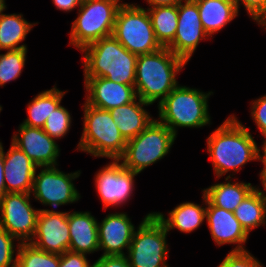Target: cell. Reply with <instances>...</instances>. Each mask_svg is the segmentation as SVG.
<instances>
[{
  "instance_id": "2e32d148",
  "label": "cell",
  "mask_w": 266,
  "mask_h": 267,
  "mask_svg": "<svg viewBox=\"0 0 266 267\" xmlns=\"http://www.w3.org/2000/svg\"><path fill=\"white\" fill-rule=\"evenodd\" d=\"M86 103L110 110L133 102L137 98L134 86L119 84L104 77H84Z\"/></svg>"
},
{
  "instance_id": "5b68a950",
  "label": "cell",
  "mask_w": 266,
  "mask_h": 267,
  "mask_svg": "<svg viewBox=\"0 0 266 267\" xmlns=\"http://www.w3.org/2000/svg\"><path fill=\"white\" fill-rule=\"evenodd\" d=\"M83 132L77 150L94 157L118 160L125 151L127 140L114 123L109 110L83 104Z\"/></svg>"
},
{
  "instance_id": "60d3db41",
  "label": "cell",
  "mask_w": 266,
  "mask_h": 267,
  "mask_svg": "<svg viewBox=\"0 0 266 267\" xmlns=\"http://www.w3.org/2000/svg\"><path fill=\"white\" fill-rule=\"evenodd\" d=\"M150 7L155 8L159 6H168V5H178L181 1L184 0H146Z\"/></svg>"
},
{
  "instance_id": "3957f363",
  "label": "cell",
  "mask_w": 266,
  "mask_h": 267,
  "mask_svg": "<svg viewBox=\"0 0 266 267\" xmlns=\"http://www.w3.org/2000/svg\"><path fill=\"white\" fill-rule=\"evenodd\" d=\"M84 77H104L135 87L138 55L129 52L113 35L101 38L80 50Z\"/></svg>"
},
{
  "instance_id": "f35d334b",
  "label": "cell",
  "mask_w": 266,
  "mask_h": 267,
  "mask_svg": "<svg viewBox=\"0 0 266 267\" xmlns=\"http://www.w3.org/2000/svg\"><path fill=\"white\" fill-rule=\"evenodd\" d=\"M261 162L263 163V169L259 173V176H260V181L262 183V187L264 189L263 188L260 189L259 187L257 188L256 186H254V190L258 193L259 197L266 205V194H265L266 193V163L263 160H261Z\"/></svg>"
},
{
  "instance_id": "52a82bcc",
  "label": "cell",
  "mask_w": 266,
  "mask_h": 267,
  "mask_svg": "<svg viewBox=\"0 0 266 267\" xmlns=\"http://www.w3.org/2000/svg\"><path fill=\"white\" fill-rule=\"evenodd\" d=\"M175 140L173 132L154 119L136 137L127 140L124 154L118 160L127 169L140 174L163 159L170 152Z\"/></svg>"
},
{
  "instance_id": "d6a6232c",
  "label": "cell",
  "mask_w": 266,
  "mask_h": 267,
  "mask_svg": "<svg viewBox=\"0 0 266 267\" xmlns=\"http://www.w3.org/2000/svg\"><path fill=\"white\" fill-rule=\"evenodd\" d=\"M218 267H264L249 251H230Z\"/></svg>"
},
{
  "instance_id": "ab89813d",
  "label": "cell",
  "mask_w": 266,
  "mask_h": 267,
  "mask_svg": "<svg viewBox=\"0 0 266 267\" xmlns=\"http://www.w3.org/2000/svg\"><path fill=\"white\" fill-rule=\"evenodd\" d=\"M6 187L4 181V157H3V145L0 142V200L6 194Z\"/></svg>"
},
{
  "instance_id": "8fae6325",
  "label": "cell",
  "mask_w": 266,
  "mask_h": 267,
  "mask_svg": "<svg viewBox=\"0 0 266 267\" xmlns=\"http://www.w3.org/2000/svg\"><path fill=\"white\" fill-rule=\"evenodd\" d=\"M30 196L31 193H6L0 200V227L18 243H29L36 231L40 209L32 207Z\"/></svg>"
},
{
  "instance_id": "cb8c5ba5",
  "label": "cell",
  "mask_w": 266,
  "mask_h": 267,
  "mask_svg": "<svg viewBox=\"0 0 266 267\" xmlns=\"http://www.w3.org/2000/svg\"><path fill=\"white\" fill-rule=\"evenodd\" d=\"M233 175L229 174L225 178L226 182L213 184L202 191L212 205L230 212H234L243 199L254 189V186L249 182H232L231 176Z\"/></svg>"
},
{
  "instance_id": "7402d4cb",
  "label": "cell",
  "mask_w": 266,
  "mask_h": 267,
  "mask_svg": "<svg viewBox=\"0 0 266 267\" xmlns=\"http://www.w3.org/2000/svg\"><path fill=\"white\" fill-rule=\"evenodd\" d=\"M203 204H195L193 202H183L177 205L173 210L169 211L165 217L163 213L153 212L158 219L164 224L169 232L173 229H178L180 232L191 233L198 229L206 219V196L202 195Z\"/></svg>"
},
{
  "instance_id": "d590c367",
  "label": "cell",
  "mask_w": 266,
  "mask_h": 267,
  "mask_svg": "<svg viewBox=\"0 0 266 267\" xmlns=\"http://www.w3.org/2000/svg\"><path fill=\"white\" fill-rule=\"evenodd\" d=\"M59 267H93L87 260V255L66 251L60 255Z\"/></svg>"
},
{
  "instance_id": "83f0119b",
  "label": "cell",
  "mask_w": 266,
  "mask_h": 267,
  "mask_svg": "<svg viewBox=\"0 0 266 267\" xmlns=\"http://www.w3.org/2000/svg\"><path fill=\"white\" fill-rule=\"evenodd\" d=\"M234 216L250 234L256 227L266 224V205L253 189L234 210Z\"/></svg>"
},
{
  "instance_id": "ba28073f",
  "label": "cell",
  "mask_w": 266,
  "mask_h": 267,
  "mask_svg": "<svg viewBox=\"0 0 266 267\" xmlns=\"http://www.w3.org/2000/svg\"><path fill=\"white\" fill-rule=\"evenodd\" d=\"M112 35L136 55L153 53L162 48L147 9L133 3H123L119 7Z\"/></svg>"
},
{
  "instance_id": "ffe728a7",
  "label": "cell",
  "mask_w": 266,
  "mask_h": 267,
  "mask_svg": "<svg viewBox=\"0 0 266 267\" xmlns=\"http://www.w3.org/2000/svg\"><path fill=\"white\" fill-rule=\"evenodd\" d=\"M70 233L69 251L91 254L99 251L98 221L90 212H67Z\"/></svg>"
},
{
  "instance_id": "9a60e30c",
  "label": "cell",
  "mask_w": 266,
  "mask_h": 267,
  "mask_svg": "<svg viewBox=\"0 0 266 267\" xmlns=\"http://www.w3.org/2000/svg\"><path fill=\"white\" fill-rule=\"evenodd\" d=\"M12 143L19 147L38 167L58 166L60 148L42 128L19 125Z\"/></svg>"
},
{
  "instance_id": "e0dca14e",
  "label": "cell",
  "mask_w": 266,
  "mask_h": 267,
  "mask_svg": "<svg viewBox=\"0 0 266 267\" xmlns=\"http://www.w3.org/2000/svg\"><path fill=\"white\" fill-rule=\"evenodd\" d=\"M135 232V226L126 213H110L98 222L99 250L102 255H126Z\"/></svg>"
},
{
  "instance_id": "4fadbf2b",
  "label": "cell",
  "mask_w": 266,
  "mask_h": 267,
  "mask_svg": "<svg viewBox=\"0 0 266 267\" xmlns=\"http://www.w3.org/2000/svg\"><path fill=\"white\" fill-rule=\"evenodd\" d=\"M207 38L209 35L203 29L197 3L194 0L181 1L176 34L167 48L188 63L199 42Z\"/></svg>"
},
{
  "instance_id": "603a6c76",
  "label": "cell",
  "mask_w": 266,
  "mask_h": 267,
  "mask_svg": "<svg viewBox=\"0 0 266 267\" xmlns=\"http://www.w3.org/2000/svg\"><path fill=\"white\" fill-rule=\"evenodd\" d=\"M198 5L200 20L204 31L212 35L222 30L238 16L233 0H194Z\"/></svg>"
},
{
  "instance_id": "8d00e7d4",
  "label": "cell",
  "mask_w": 266,
  "mask_h": 267,
  "mask_svg": "<svg viewBox=\"0 0 266 267\" xmlns=\"http://www.w3.org/2000/svg\"><path fill=\"white\" fill-rule=\"evenodd\" d=\"M93 267H131L126 255H101Z\"/></svg>"
},
{
  "instance_id": "7a4b0ae2",
  "label": "cell",
  "mask_w": 266,
  "mask_h": 267,
  "mask_svg": "<svg viewBox=\"0 0 266 267\" xmlns=\"http://www.w3.org/2000/svg\"><path fill=\"white\" fill-rule=\"evenodd\" d=\"M187 62L167 47L138 55L136 61L135 91L142 101L158 105L178 85L177 74Z\"/></svg>"
},
{
  "instance_id": "d4e9b609",
  "label": "cell",
  "mask_w": 266,
  "mask_h": 267,
  "mask_svg": "<svg viewBox=\"0 0 266 267\" xmlns=\"http://www.w3.org/2000/svg\"><path fill=\"white\" fill-rule=\"evenodd\" d=\"M38 23H30L20 14L0 15V51L27 49L26 44L19 45Z\"/></svg>"
},
{
  "instance_id": "30bf717a",
  "label": "cell",
  "mask_w": 266,
  "mask_h": 267,
  "mask_svg": "<svg viewBox=\"0 0 266 267\" xmlns=\"http://www.w3.org/2000/svg\"><path fill=\"white\" fill-rule=\"evenodd\" d=\"M41 171L33 180L32 192L35 200L45 206L58 207L75 203L80 199V194L72 182L79 178L80 170L73 173L60 171L56 166L40 167Z\"/></svg>"
},
{
  "instance_id": "8992f818",
  "label": "cell",
  "mask_w": 266,
  "mask_h": 267,
  "mask_svg": "<svg viewBox=\"0 0 266 267\" xmlns=\"http://www.w3.org/2000/svg\"><path fill=\"white\" fill-rule=\"evenodd\" d=\"M122 0H82L72 22L70 45L78 50L101 38L112 36Z\"/></svg>"
},
{
  "instance_id": "ac0fdd59",
  "label": "cell",
  "mask_w": 266,
  "mask_h": 267,
  "mask_svg": "<svg viewBox=\"0 0 266 267\" xmlns=\"http://www.w3.org/2000/svg\"><path fill=\"white\" fill-rule=\"evenodd\" d=\"M206 219L210 234L217 246L237 244L231 251H245L249 234L234 216V212L212 205L206 198Z\"/></svg>"
},
{
  "instance_id": "9c48e42d",
  "label": "cell",
  "mask_w": 266,
  "mask_h": 267,
  "mask_svg": "<svg viewBox=\"0 0 266 267\" xmlns=\"http://www.w3.org/2000/svg\"><path fill=\"white\" fill-rule=\"evenodd\" d=\"M135 230L126 257L131 267H169L167 234L164 224L148 213Z\"/></svg>"
},
{
  "instance_id": "6da1fadb",
  "label": "cell",
  "mask_w": 266,
  "mask_h": 267,
  "mask_svg": "<svg viewBox=\"0 0 266 267\" xmlns=\"http://www.w3.org/2000/svg\"><path fill=\"white\" fill-rule=\"evenodd\" d=\"M249 131L233 114L208 136L207 151L217 179L239 172L250 161L262 160V150Z\"/></svg>"
},
{
  "instance_id": "44dd1931",
  "label": "cell",
  "mask_w": 266,
  "mask_h": 267,
  "mask_svg": "<svg viewBox=\"0 0 266 267\" xmlns=\"http://www.w3.org/2000/svg\"><path fill=\"white\" fill-rule=\"evenodd\" d=\"M138 100V101H137ZM151 104L137 97L133 102L110 109L112 119L126 140L136 137L152 121V115L144 109Z\"/></svg>"
},
{
  "instance_id": "484cf974",
  "label": "cell",
  "mask_w": 266,
  "mask_h": 267,
  "mask_svg": "<svg viewBox=\"0 0 266 267\" xmlns=\"http://www.w3.org/2000/svg\"><path fill=\"white\" fill-rule=\"evenodd\" d=\"M66 92L56 88V85L50 90L40 92L27 104L28 117L21 124L43 128L47 118L60 105Z\"/></svg>"
},
{
  "instance_id": "1f68e13d",
  "label": "cell",
  "mask_w": 266,
  "mask_h": 267,
  "mask_svg": "<svg viewBox=\"0 0 266 267\" xmlns=\"http://www.w3.org/2000/svg\"><path fill=\"white\" fill-rule=\"evenodd\" d=\"M17 239L11 236L5 229L0 227V267H16L17 266V256L14 257L16 252L14 245Z\"/></svg>"
},
{
  "instance_id": "7c38bea8",
  "label": "cell",
  "mask_w": 266,
  "mask_h": 267,
  "mask_svg": "<svg viewBox=\"0 0 266 267\" xmlns=\"http://www.w3.org/2000/svg\"><path fill=\"white\" fill-rule=\"evenodd\" d=\"M95 174V189L103 203V208L118 207L129 201L134 190V177L138 175L119 160H111Z\"/></svg>"
},
{
  "instance_id": "74e56055",
  "label": "cell",
  "mask_w": 266,
  "mask_h": 267,
  "mask_svg": "<svg viewBox=\"0 0 266 267\" xmlns=\"http://www.w3.org/2000/svg\"><path fill=\"white\" fill-rule=\"evenodd\" d=\"M58 10L70 12L81 6L82 0H52Z\"/></svg>"
},
{
  "instance_id": "b9f144b4",
  "label": "cell",
  "mask_w": 266,
  "mask_h": 267,
  "mask_svg": "<svg viewBox=\"0 0 266 267\" xmlns=\"http://www.w3.org/2000/svg\"><path fill=\"white\" fill-rule=\"evenodd\" d=\"M262 147V160L266 163V142H263Z\"/></svg>"
},
{
  "instance_id": "836d02e7",
  "label": "cell",
  "mask_w": 266,
  "mask_h": 267,
  "mask_svg": "<svg viewBox=\"0 0 266 267\" xmlns=\"http://www.w3.org/2000/svg\"><path fill=\"white\" fill-rule=\"evenodd\" d=\"M239 12V7L243 5L247 14L266 29V0H233ZM241 4V5H240Z\"/></svg>"
},
{
  "instance_id": "4dcf8cb0",
  "label": "cell",
  "mask_w": 266,
  "mask_h": 267,
  "mask_svg": "<svg viewBox=\"0 0 266 267\" xmlns=\"http://www.w3.org/2000/svg\"><path fill=\"white\" fill-rule=\"evenodd\" d=\"M72 123V118L69 111L61 106L47 118L44 127L42 128L51 138L61 139L69 132Z\"/></svg>"
},
{
  "instance_id": "4316f807",
  "label": "cell",
  "mask_w": 266,
  "mask_h": 267,
  "mask_svg": "<svg viewBox=\"0 0 266 267\" xmlns=\"http://www.w3.org/2000/svg\"><path fill=\"white\" fill-rule=\"evenodd\" d=\"M156 39L162 47H168L174 40L178 26V5L147 8Z\"/></svg>"
},
{
  "instance_id": "f1b7e54d",
  "label": "cell",
  "mask_w": 266,
  "mask_h": 267,
  "mask_svg": "<svg viewBox=\"0 0 266 267\" xmlns=\"http://www.w3.org/2000/svg\"><path fill=\"white\" fill-rule=\"evenodd\" d=\"M16 267H59L60 255L37 249L30 243H20Z\"/></svg>"
},
{
  "instance_id": "d6986e66",
  "label": "cell",
  "mask_w": 266,
  "mask_h": 267,
  "mask_svg": "<svg viewBox=\"0 0 266 267\" xmlns=\"http://www.w3.org/2000/svg\"><path fill=\"white\" fill-rule=\"evenodd\" d=\"M3 157L6 192L31 193L35 172L39 167L12 142L7 152L3 148Z\"/></svg>"
},
{
  "instance_id": "277c9868",
  "label": "cell",
  "mask_w": 266,
  "mask_h": 267,
  "mask_svg": "<svg viewBox=\"0 0 266 267\" xmlns=\"http://www.w3.org/2000/svg\"><path fill=\"white\" fill-rule=\"evenodd\" d=\"M213 92L177 85L157 106L158 121L177 137L178 128H200L211 124L208 98Z\"/></svg>"
},
{
  "instance_id": "7bdbcfd3",
  "label": "cell",
  "mask_w": 266,
  "mask_h": 267,
  "mask_svg": "<svg viewBox=\"0 0 266 267\" xmlns=\"http://www.w3.org/2000/svg\"><path fill=\"white\" fill-rule=\"evenodd\" d=\"M7 9V5L5 3V0H0V15L2 14L3 11Z\"/></svg>"
},
{
  "instance_id": "5bb4252c",
  "label": "cell",
  "mask_w": 266,
  "mask_h": 267,
  "mask_svg": "<svg viewBox=\"0 0 266 267\" xmlns=\"http://www.w3.org/2000/svg\"><path fill=\"white\" fill-rule=\"evenodd\" d=\"M29 243L49 253L61 255L69 251L70 233L67 212L40 209L36 231Z\"/></svg>"
},
{
  "instance_id": "f546056e",
  "label": "cell",
  "mask_w": 266,
  "mask_h": 267,
  "mask_svg": "<svg viewBox=\"0 0 266 267\" xmlns=\"http://www.w3.org/2000/svg\"><path fill=\"white\" fill-rule=\"evenodd\" d=\"M27 49L9 50L0 54V87L16 80L25 67Z\"/></svg>"
},
{
  "instance_id": "e575fe53",
  "label": "cell",
  "mask_w": 266,
  "mask_h": 267,
  "mask_svg": "<svg viewBox=\"0 0 266 267\" xmlns=\"http://www.w3.org/2000/svg\"><path fill=\"white\" fill-rule=\"evenodd\" d=\"M251 117L257 128L266 139V95L251 101ZM263 142H266L264 140Z\"/></svg>"
}]
</instances>
